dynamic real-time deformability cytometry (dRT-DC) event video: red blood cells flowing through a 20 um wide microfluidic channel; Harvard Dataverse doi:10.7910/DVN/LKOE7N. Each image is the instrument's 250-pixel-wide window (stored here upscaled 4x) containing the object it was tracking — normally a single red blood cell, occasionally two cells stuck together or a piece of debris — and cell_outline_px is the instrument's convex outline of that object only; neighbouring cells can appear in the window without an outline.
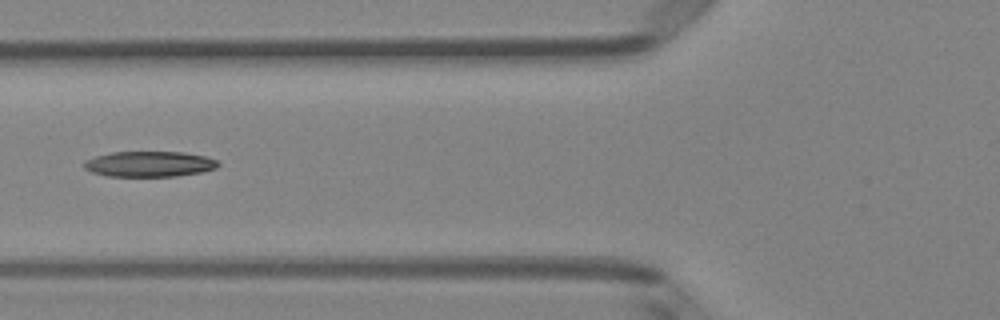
{"species": "Egyptian fruit bat (a non-hibernating species)", "species_latin": "Rousettus aegyptiacus", "temperature_condition": "room temperature", "stored_images_in_passage": 6, "camera_frame_rate_fps": 3000, "um_per_image_px": 0.085, "animal": {"sex": "female"}, "frame": {"image": 1, "passage_image": 6, "time_ms": 1.667, "image_size_px": [1000, 320], "cell_outline_px": [[220, 164], [216, 168], [200, 172], [176, 176], [108, 176], [92, 172], [84, 168], [84, 160], [96, 156], [112, 152], [184, 152], [204, 156], [216, 160]], "centroid_in_image_um": [12.68, 13.94], "position_along_channel_um": 113.1, "area_um2": 19.83}}